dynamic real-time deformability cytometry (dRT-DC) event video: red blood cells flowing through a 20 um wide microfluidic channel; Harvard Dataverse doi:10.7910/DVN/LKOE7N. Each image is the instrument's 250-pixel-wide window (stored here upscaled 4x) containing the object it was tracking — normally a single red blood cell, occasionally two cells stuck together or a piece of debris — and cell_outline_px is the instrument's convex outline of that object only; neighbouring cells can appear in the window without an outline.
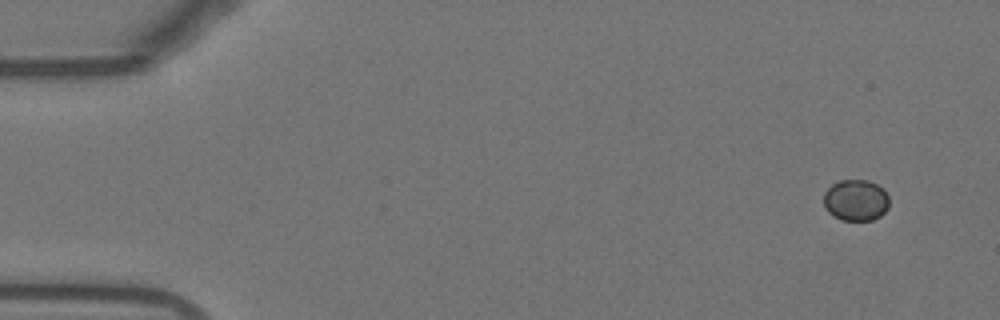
{"species": "Egyptian fruit bat (a non-hibernating species)", "species_latin": "Rousettus aegyptiacus", "temperature_condition": "warm", "stored_images_in_passage": 9, "camera_frame_rate_fps": 3000, "um_per_image_px": 0.085, "animal": {"sex": "female"}, "frame": {"image": 1, "passage_image": 1, "time_ms": 0.0, "image_size_px": [1000, 320], "cell_outline_px": [[888, 208], [880, 216], [872, 220], [840, 220], [828, 212], [824, 204], [824, 192], [832, 184], [840, 180], [868, 180], [876, 184], [888, 196]], "centroid_in_image_um": [72.72, 17.02], "position_along_channel_um": 12.3, "area_um2": 15.66}}